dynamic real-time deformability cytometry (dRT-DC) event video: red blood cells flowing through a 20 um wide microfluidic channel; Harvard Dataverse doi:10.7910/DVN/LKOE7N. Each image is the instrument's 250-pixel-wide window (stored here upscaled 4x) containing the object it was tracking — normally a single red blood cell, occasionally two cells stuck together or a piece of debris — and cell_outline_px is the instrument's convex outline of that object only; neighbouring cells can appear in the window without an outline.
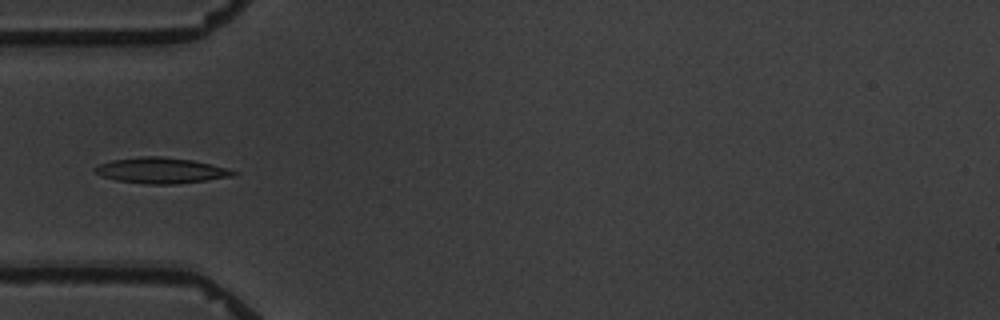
{"species": "common noctule bat (a hibernating species)", "species_latin": "Nyctalus noctula", "temperature_condition": "warm", "stored_images_in_passage": 5, "camera_frame_rate_fps": 3000, "um_per_image_px": 0.085, "animal": {"sex": "male", "body_mass_g": 19.5, "forearm_length_mm": 54.6}, "frame": {"image": 1, "passage_image": 4, "time_ms": 4.333, "image_size_px": [1000, 320], "cell_outline_px": [[240, 172], [232, 176], [176, 184], [144, 184], [116, 180], [104, 176], [96, 172], [92, 168], [100, 164], [112, 160], [140, 156], [164, 156], [192, 160], [212, 164], [228, 168]], "centroid_in_image_um": [13.71, 14.48], "position_along_channel_um": 71.3, "area_um2": 20.69}}
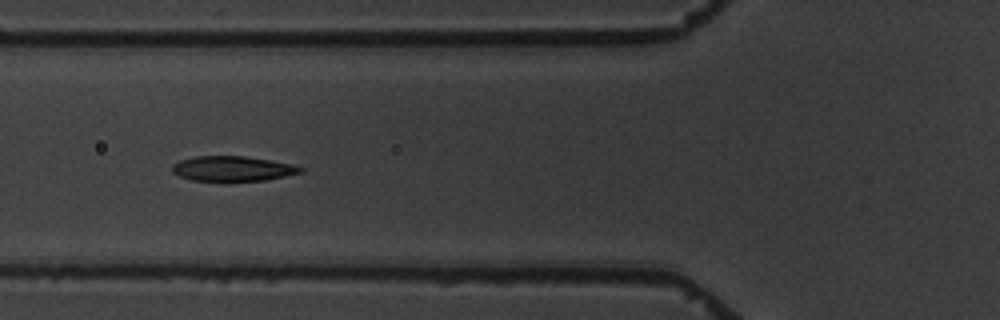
{"frame": {"image": 2, "passage_image": 5, "time_ms": 5.333, "image_size_px": [1000, 320], "cell_outline_px": [[304, 172], [264, 180], [228, 184], [224, 184], [192, 180], [180, 176], [172, 172], [172, 164], [180, 160], [196, 156], [244, 156], [292, 164], [304, 168]], "centroid_in_image_um": [19.74, 14.38], "position_along_channel_um": 106.1, "area_um2": 19.48}}